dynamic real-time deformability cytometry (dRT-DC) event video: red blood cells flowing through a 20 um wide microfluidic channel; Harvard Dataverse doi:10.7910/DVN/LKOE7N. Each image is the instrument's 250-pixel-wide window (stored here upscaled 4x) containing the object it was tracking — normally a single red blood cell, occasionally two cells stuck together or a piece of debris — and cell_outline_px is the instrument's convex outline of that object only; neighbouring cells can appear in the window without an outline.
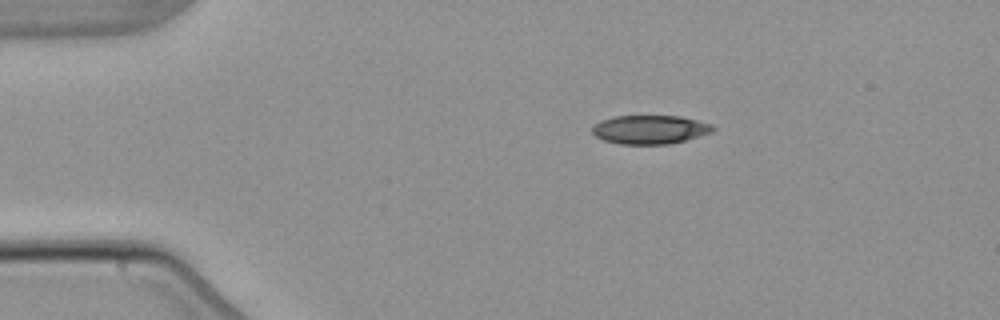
{"species": "common noctule bat (a hibernating species)", "species_latin": "Nyctalus noctula", "temperature_condition": "warm", "stored_images_in_passage": 5, "camera_frame_rate_fps": 3000, "um_per_image_px": 0.085, "animal": {"sex": "male", "body_mass_g": 21.5, "forearm_length_mm": 52.0}, "frame": {"image": 1, "passage_image": 1, "time_ms": 0.0, "image_size_px": [1000, 320], "cell_outline_px": [[716, 128], [712, 132], [684, 140], [668, 144], [620, 144], [604, 140], [596, 136], [592, 132], [592, 128], [600, 120], [612, 116], [680, 116], [712, 124]], "centroid_in_image_um": [55.24, 11.0], "position_along_channel_um": 29.8, "area_um2": 20.11}}
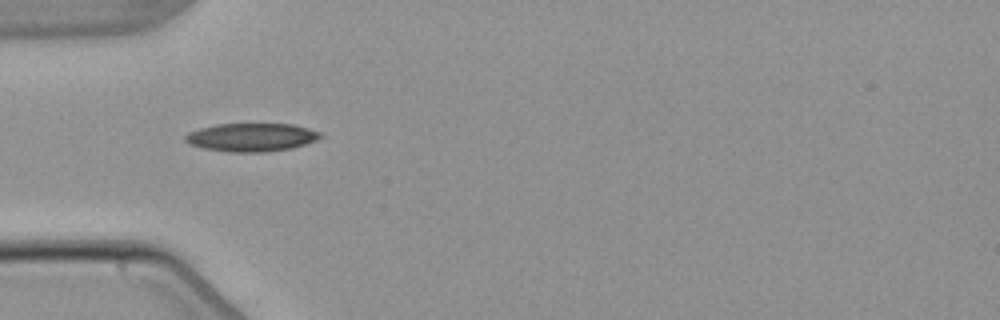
{"frame": {"image": 2, "passage_image": 3, "time_ms": 2.333, "image_size_px": [1000, 320], "cell_outline_px": [[324, 136], [316, 140], [292, 148], [264, 152], [228, 152], [204, 148], [192, 144], [184, 140], [184, 136], [188, 132], [200, 128], [216, 124], [292, 124], [308, 128], [320, 132]], "centroid_in_image_um": [21.38, 11.66], "position_along_channel_um": 63.6, "area_um2": 22.2}}